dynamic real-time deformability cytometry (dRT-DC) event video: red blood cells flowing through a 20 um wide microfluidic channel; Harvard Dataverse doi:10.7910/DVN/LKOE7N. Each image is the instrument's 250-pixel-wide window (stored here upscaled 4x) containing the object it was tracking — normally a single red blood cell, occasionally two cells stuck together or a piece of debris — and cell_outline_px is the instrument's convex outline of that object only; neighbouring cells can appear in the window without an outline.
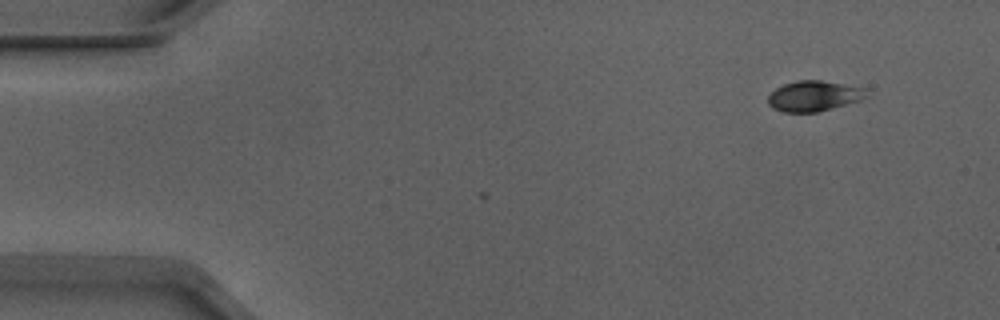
{"species": "Egyptian fruit bat (a non-hibernating species)", "species_latin": "Rousettus aegyptiacus", "temperature_condition": "warm", "stored_images_in_passage": 4, "camera_frame_rate_fps": 3000, "um_per_image_px": 0.085, "animal": {"sex": "male"}, "frame": {"image": 1, "passage_image": 1, "time_ms": 0.0, "image_size_px": [1000, 320], "cell_outline_px": [[872, 92], [868, 96], [860, 100], [832, 108], [816, 112], [784, 112], [772, 108], [768, 104], [768, 96], [776, 88], [784, 84], [796, 80], [820, 80], [868, 88]], "centroid_in_image_um": [69.22, 8.15], "position_along_channel_um": 15.8, "area_um2": 17.63}}